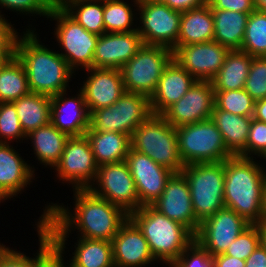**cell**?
Segmentation results:
<instances>
[{
    "label": "cell",
    "mask_w": 266,
    "mask_h": 267,
    "mask_svg": "<svg viewBox=\"0 0 266 267\" xmlns=\"http://www.w3.org/2000/svg\"><path fill=\"white\" fill-rule=\"evenodd\" d=\"M72 190L73 210L63 203H49L35 223L40 224L52 238L56 257L66 254L65 245L71 231L78 230V237L82 238L112 241L129 218L120 207L95 195L89 188Z\"/></svg>",
    "instance_id": "cell-1"
},
{
    "label": "cell",
    "mask_w": 266,
    "mask_h": 267,
    "mask_svg": "<svg viewBox=\"0 0 266 267\" xmlns=\"http://www.w3.org/2000/svg\"><path fill=\"white\" fill-rule=\"evenodd\" d=\"M27 27L16 37L14 55L24 66L30 91L55 96L70 90L69 82L76 73L58 50L47 48L40 41L34 26L29 24Z\"/></svg>",
    "instance_id": "cell-2"
},
{
    "label": "cell",
    "mask_w": 266,
    "mask_h": 267,
    "mask_svg": "<svg viewBox=\"0 0 266 267\" xmlns=\"http://www.w3.org/2000/svg\"><path fill=\"white\" fill-rule=\"evenodd\" d=\"M232 156L224 160V204L251 225L262 220V197L266 182L263 161Z\"/></svg>",
    "instance_id": "cell-3"
},
{
    "label": "cell",
    "mask_w": 266,
    "mask_h": 267,
    "mask_svg": "<svg viewBox=\"0 0 266 267\" xmlns=\"http://www.w3.org/2000/svg\"><path fill=\"white\" fill-rule=\"evenodd\" d=\"M129 219L144 235L156 262L163 266L170 267L195 240V234L189 228L164 216L151 205L130 213Z\"/></svg>",
    "instance_id": "cell-4"
},
{
    "label": "cell",
    "mask_w": 266,
    "mask_h": 267,
    "mask_svg": "<svg viewBox=\"0 0 266 267\" xmlns=\"http://www.w3.org/2000/svg\"><path fill=\"white\" fill-rule=\"evenodd\" d=\"M131 148L173 173H181L185 167L179 155L176 128L161 114H151L134 130Z\"/></svg>",
    "instance_id": "cell-5"
},
{
    "label": "cell",
    "mask_w": 266,
    "mask_h": 267,
    "mask_svg": "<svg viewBox=\"0 0 266 267\" xmlns=\"http://www.w3.org/2000/svg\"><path fill=\"white\" fill-rule=\"evenodd\" d=\"M181 173L188 181L196 219L201 223L225 207V162L186 165Z\"/></svg>",
    "instance_id": "cell-6"
},
{
    "label": "cell",
    "mask_w": 266,
    "mask_h": 267,
    "mask_svg": "<svg viewBox=\"0 0 266 267\" xmlns=\"http://www.w3.org/2000/svg\"><path fill=\"white\" fill-rule=\"evenodd\" d=\"M179 155L184 165L223 162L234 156L212 119L176 127Z\"/></svg>",
    "instance_id": "cell-7"
},
{
    "label": "cell",
    "mask_w": 266,
    "mask_h": 267,
    "mask_svg": "<svg viewBox=\"0 0 266 267\" xmlns=\"http://www.w3.org/2000/svg\"><path fill=\"white\" fill-rule=\"evenodd\" d=\"M51 18V19H50ZM55 21L54 37L68 66L74 71L93 67V56L99 35L88 32L61 7H52L47 20Z\"/></svg>",
    "instance_id": "cell-8"
},
{
    "label": "cell",
    "mask_w": 266,
    "mask_h": 267,
    "mask_svg": "<svg viewBox=\"0 0 266 267\" xmlns=\"http://www.w3.org/2000/svg\"><path fill=\"white\" fill-rule=\"evenodd\" d=\"M173 51L163 46L143 45L120 69L126 92L151 97Z\"/></svg>",
    "instance_id": "cell-9"
},
{
    "label": "cell",
    "mask_w": 266,
    "mask_h": 267,
    "mask_svg": "<svg viewBox=\"0 0 266 267\" xmlns=\"http://www.w3.org/2000/svg\"><path fill=\"white\" fill-rule=\"evenodd\" d=\"M152 114L149 97L125 92L113 105L90 114L93 131H112L132 136L134 130Z\"/></svg>",
    "instance_id": "cell-10"
},
{
    "label": "cell",
    "mask_w": 266,
    "mask_h": 267,
    "mask_svg": "<svg viewBox=\"0 0 266 267\" xmlns=\"http://www.w3.org/2000/svg\"><path fill=\"white\" fill-rule=\"evenodd\" d=\"M138 33L144 45L163 46L172 51L177 47L181 12L164 3L139 1Z\"/></svg>",
    "instance_id": "cell-11"
},
{
    "label": "cell",
    "mask_w": 266,
    "mask_h": 267,
    "mask_svg": "<svg viewBox=\"0 0 266 267\" xmlns=\"http://www.w3.org/2000/svg\"><path fill=\"white\" fill-rule=\"evenodd\" d=\"M53 170L61 183H68L73 189H88L95 182L98 165L85 135L72 136L67 140Z\"/></svg>",
    "instance_id": "cell-12"
},
{
    "label": "cell",
    "mask_w": 266,
    "mask_h": 267,
    "mask_svg": "<svg viewBox=\"0 0 266 267\" xmlns=\"http://www.w3.org/2000/svg\"><path fill=\"white\" fill-rule=\"evenodd\" d=\"M89 189L128 215L140 208L135 181L126 161L98 166L97 177Z\"/></svg>",
    "instance_id": "cell-13"
},
{
    "label": "cell",
    "mask_w": 266,
    "mask_h": 267,
    "mask_svg": "<svg viewBox=\"0 0 266 267\" xmlns=\"http://www.w3.org/2000/svg\"><path fill=\"white\" fill-rule=\"evenodd\" d=\"M251 224L234 210L222 208L200 223L195 240L211 255L224 254Z\"/></svg>",
    "instance_id": "cell-14"
},
{
    "label": "cell",
    "mask_w": 266,
    "mask_h": 267,
    "mask_svg": "<svg viewBox=\"0 0 266 267\" xmlns=\"http://www.w3.org/2000/svg\"><path fill=\"white\" fill-rule=\"evenodd\" d=\"M215 107V92L211 81L196 80L186 94L161 115L174 128L208 120Z\"/></svg>",
    "instance_id": "cell-15"
},
{
    "label": "cell",
    "mask_w": 266,
    "mask_h": 267,
    "mask_svg": "<svg viewBox=\"0 0 266 267\" xmlns=\"http://www.w3.org/2000/svg\"><path fill=\"white\" fill-rule=\"evenodd\" d=\"M230 50L216 41L177 46L173 59L196 80L211 81Z\"/></svg>",
    "instance_id": "cell-16"
},
{
    "label": "cell",
    "mask_w": 266,
    "mask_h": 267,
    "mask_svg": "<svg viewBox=\"0 0 266 267\" xmlns=\"http://www.w3.org/2000/svg\"><path fill=\"white\" fill-rule=\"evenodd\" d=\"M125 161L135 181L140 207L153 204L161 196L167 181L174 173L132 148Z\"/></svg>",
    "instance_id": "cell-17"
},
{
    "label": "cell",
    "mask_w": 266,
    "mask_h": 267,
    "mask_svg": "<svg viewBox=\"0 0 266 267\" xmlns=\"http://www.w3.org/2000/svg\"><path fill=\"white\" fill-rule=\"evenodd\" d=\"M151 206L169 219L183 224L194 234L197 233L200 222L195 217L190 187L182 173L171 176L163 193Z\"/></svg>",
    "instance_id": "cell-18"
},
{
    "label": "cell",
    "mask_w": 266,
    "mask_h": 267,
    "mask_svg": "<svg viewBox=\"0 0 266 267\" xmlns=\"http://www.w3.org/2000/svg\"><path fill=\"white\" fill-rule=\"evenodd\" d=\"M85 71L88 75L80 89L90 114L99 108L110 107L126 92L121 70L92 67Z\"/></svg>",
    "instance_id": "cell-19"
},
{
    "label": "cell",
    "mask_w": 266,
    "mask_h": 267,
    "mask_svg": "<svg viewBox=\"0 0 266 267\" xmlns=\"http://www.w3.org/2000/svg\"><path fill=\"white\" fill-rule=\"evenodd\" d=\"M138 31L104 33L98 37L93 68L121 69L143 46Z\"/></svg>",
    "instance_id": "cell-20"
},
{
    "label": "cell",
    "mask_w": 266,
    "mask_h": 267,
    "mask_svg": "<svg viewBox=\"0 0 266 267\" xmlns=\"http://www.w3.org/2000/svg\"><path fill=\"white\" fill-rule=\"evenodd\" d=\"M66 92L51 96V123L70 137L84 136L90 126L84 94L79 89L76 96L67 97Z\"/></svg>",
    "instance_id": "cell-21"
},
{
    "label": "cell",
    "mask_w": 266,
    "mask_h": 267,
    "mask_svg": "<svg viewBox=\"0 0 266 267\" xmlns=\"http://www.w3.org/2000/svg\"><path fill=\"white\" fill-rule=\"evenodd\" d=\"M111 242L115 267H146L155 264L147 240L129 218Z\"/></svg>",
    "instance_id": "cell-22"
},
{
    "label": "cell",
    "mask_w": 266,
    "mask_h": 267,
    "mask_svg": "<svg viewBox=\"0 0 266 267\" xmlns=\"http://www.w3.org/2000/svg\"><path fill=\"white\" fill-rule=\"evenodd\" d=\"M34 168L12 145L0 143V199L5 202L24 192L36 179Z\"/></svg>",
    "instance_id": "cell-23"
},
{
    "label": "cell",
    "mask_w": 266,
    "mask_h": 267,
    "mask_svg": "<svg viewBox=\"0 0 266 267\" xmlns=\"http://www.w3.org/2000/svg\"><path fill=\"white\" fill-rule=\"evenodd\" d=\"M196 79L172 59L163 71L157 87L150 99L152 114H162L173 103L177 102Z\"/></svg>",
    "instance_id": "cell-24"
},
{
    "label": "cell",
    "mask_w": 266,
    "mask_h": 267,
    "mask_svg": "<svg viewBox=\"0 0 266 267\" xmlns=\"http://www.w3.org/2000/svg\"><path fill=\"white\" fill-rule=\"evenodd\" d=\"M89 140L98 166L126 160L131 148V137L112 131H93L90 127L85 133Z\"/></svg>",
    "instance_id": "cell-25"
},
{
    "label": "cell",
    "mask_w": 266,
    "mask_h": 267,
    "mask_svg": "<svg viewBox=\"0 0 266 267\" xmlns=\"http://www.w3.org/2000/svg\"><path fill=\"white\" fill-rule=\"evenodd\" d=\"M79 238V239H78ZM70 261L56 257L61 267H115L111 241L77 237Z\"/></svg>",
    "instance_id": "cell-26"
},
{
    "label": "cell",
    "mask_w": 266,
    "mask_h": 267,
    "mask_svg": "<svg viewBox=\"0 0 266 267\" xmlns=\"http://www.w3.org/2000/svg\"><path fill=\"white\" fill-rule=\"evenodd\" d=\"M70 136L57 129L51 122L45 126L30 131L26 135V141H31L33 154L44 167L50 170L58 163Z\"/></svg>",
    "instance_id": "cell-27"
},
{
    "label": "cell",
    "mask_w": 266,
    "mask_h": 267,
    "mask_svg": "<svg viewBox=\"0 0 266 267\" xmlns=\"http://www.w3.org/2000/svg\"><path fill=\"white\" fill-rule=\"evenodd\" d=\"M214 41V22L207 2L181 14L177 46Z\"/></svg>",
    "instance_id": "cell-28"
},
{
    "label": "cell",
    "mask_w": 266,
    "mask_h": 267,
    "mask_svg": "<svg viewBox=\"0 0 266 267\" xmlns=\"http://www.w3.org/2000/svg\"><path fill=\"white\" fill-rule=\"evenodd\" d=\"M252 118L235 115L214 107L211 119L221 132L226 148L234 156L246 158V142Z\"/></svg>",
    "instance_id": "cell-29"
},
{
    "label": "cell",
    "mask_w": 266,
    "mask_h": 267,
    "mask_svg": "<svg viewBox=\"0 0 266 267\" xmlns=\"http://www.w3.org/2000/svg\"><path fill=\"white\" fill-rule=\"evenodd\" d=\"M36 227L39 249L35 257L7 246L0 252V267H51L56 262V249L52 238L40 224H36Z\"/></svg>",
    "instance_id": "cell-30"
},
{
    "label": "cell",
    "mask_w": 266,
    "mask_h": 267,
    "mask_svg": "<svg viewBox=\"0 0 266 267\" xmlns=\"http://www.w3.org/2000/svg\"><path fill=\"white\" fill-rule=\"evenodd\" d=\"M251 62L252 56L248 53L230 50L224 64L211 80L214 91L244 89Z\"/></svg>",
    "instance_id": "cell-31"
},
{
    "label": "cell",
    "mask_w": 266,
    "mask_h": 267,
    "mask_svg": "<svg viewBox=\"0 0 266 267\" xmlns=\"http://www.w3.org/2000/svg\"><path fill=\"white\" fill-rule=\"evenodd\" d=\"M214 22V41L229 50H240L249 18L248 13L211 9Z\"/></svg>",
    "instance_id": "cell-32"
},
{
    "label": "cell",
    "mask_w": 266,
    "mask_h": 267,
    "mask_svg": "<svg viewBox=\"0 0 266 267\" xmlns=\"http://www.w3.org/2000/svg\"><path fill=\"white\" fill-rule=\"evenodd\" d=\"M12 103L26 135L51 122V96L30 92Z\"/></svg>",
    "instance_id": "cell-33"
},
{
    "label": "cell",
    "mask_w": 266,
    "mask_h": 267,
    "mask_svg": "<svg viewBox=\"0 0 266 267\" xmlns=\"http://www.w3.org/2000/svg\"><path fill=\"white\" fill-rule=\"evenodd\" d=\"M103 0L105 33H128L137 30L139 0ZM136 9H133V7ZM136 11V12H135ZM135 17V18H134ZM135 24V25H134Z\"/></svg>",
    "instance_id": "cell-34"
},
{
    "label": "cell",
    "mask_w": 266,
    "mask_h": 267,
    "mask_svg": "<svg viewBox=\"0 0 266 267\" xmlns=\"http://www.w3.org/2000/svg\"><path fill=\"white\" fill-rule=\"evenodd\" d=\"M30 92L24 66L13 55L0 67V103L13 102Z\"/></svg>",
    "instance_id": "cell-35"
},
{
    "label": "cell",
    "mask_w": 266,
    "mask_h": 267,
    "mask_svg": "<svg viewBox=\"0 0 266 267\" xmlns=\"http://www.w3.org/2000/svg\"><path fill=\"white\" fill-rule=\"evenodd\" d=\"M61 8L88 32L105 33L103 0H69Z\"/></svg>",
    "instance_id": "cell-36"
},
{
    "label": "cell",
    "mask_w": 266,
    "mask_h": 267,
    "mask_svg": "<svg viewBox=\"0 0 266 267\" xmlns=\"http://www.w3.org/2000/svg\"><path fill=\"white\" fill-rule=\"evenodd\" d=\"M240 50L253 57H266V12L255 9L249 14Z\"/></svg>",
    "instance_id": "cell-37"
},
{
    "label": "cell",
    "mask_w": 266,
    "mask_h": 267,
    "mask_svg": "<svg viewBox=\"0 0 266 267\" xmlns=\"http://www.w3.org/2000/svg\"><path fill=\"white\" fill-rule=\"evenodd\" d=\"M214 92L215 106L219 110H224L239 116L253 117L255 100L245 89Z\"/></svg>",
    "instance_id": "cell-38"
},
{
    "label": "cell",
    "mask_w": 266,
    "mask_h": 267,
    "mask_svg": "<svg viewBox=\"0 0 266 267\" xmlns=\"http://www.w3.org/2000/svg\"><path fill=\"white\" fill-rule=\"evenodd\" d=\"M16 140V141H15ZM23 142L26 140L16 107L12 102L0 103V143Z\"/></svg>",
    "instance_id": "cell-39"
},
{
    "label": "cell",
    "mask_w": 266,
    "mask_h": 267,
    "mask_svg": "<svg viewBox=\"0 0 266 267\" xmlns=\"http://www.w3.org/2000/svg\"><path fill=\"white\" fill-rule=\"evenodd\" d=\"M244 89L255 101L266 98V57L252 56Z\"/></svg>",
    "instance_id": "cell-40"
},
{
    "label": "cell",
    "mask_w": 266,
    "mask_h": 267,
    "mask_svg": "<svg viewBox=\"0 0 266 267\" xmlns=\"http://www.w3.org/2000/svg\"><path fill=\"white\" fill-rule=\"evenodd\" d=\"M260 244L257 225H250L227 248L224 254L246 260Z\"/></svg>",
    "instance_id": "cell-41"
},
{
    "label": "cell",
    "mask_w": 266,
    "mask_h": 267,
    "mask_svg": "<svg viewBox=\"0 0 266 267\" xmlns=\"http://www.w3.org/2000/svg\"><path fill=\"white\" fill-rule=\"evenodd\" d=\"M0 9L16 12L28 16L48 17L52 9L50 0H0ZM19 12V13H18ZM2 14V10H0ZM34 14V15H33Z\"/></svg>",
    "instance_id": "cell-42"
},
{
    "label": "cell",
    "mask_w": 266,
    "mask_h": 267,
    "mask_svg": "<svg viewBox=\"0 0 266 267\" xmlns=\"http://www.w3.org/2000/svg\"><path fill=\"white\" fill-rule=\"evenodd\" d=\"M266 161V123L252 118L246 142V158Z\"/></svg>",
    "instance_id": "cell-43"
},
{
    "label": "cell",
    "mask_w": 266,
    "mask_h": 267,
    "mask_svg": "<svg viewBox=\"0 0 266 267\" xmlns=\"http://www.w3.org/2000/svg\"><path fill=\"white\" fill-rule=\"evenodd\" d=\"M170 267H214L212 256L194 240Z\"/></svg>",
    "instance_id": "cell-44"
},
{
    "label": "cell",
    "mask_w": 266,
    "mask_h": 267,
    "mask_svg": "<svg viewBox=\"0 0 266 267\" xmlns=\"http://www.w3.org/2000/svg\"><path fill=\"white\" fill-rule=\"evenodd\" d=\"M4 16L5 14L0 13V51L14 52L15 40L19 32Z\"/></svg>",
    "instance_id": "cell-45"
},
{
    "label": "cell",
    "mask_w": 266,
    "mask_h": 267,
    "mask_svg": "<svg viewBox=\"0 0 266 267\" xmlns=\"http://www.w3.org/2000/svg\"><path fill=\"white\" fill-rule=\"evenodd\" d=\"M211 9L252 13L255 10L253 0H207Z\"/></svg>",
    "instance_id": "cell-46"
},
{
    "label": "cell",
    "mask_w": 266,
    "mask_h": 267,
    "mask_svg": "<svg viewBox=\"0 0 266 267\" xmlns=\"http://www.w3.org/2000/svg\"><path fill=\"white\" fill-rule=\"evenodd\" d=\"M163 3L168 5L174 11L183 13L204 5L207 3V0H165Z\"/></svg>",
    "instance_id": "cell-47"
},
{
    "label": "cell",
    "mask_w": 266,
    "mask_h": 267,
    "mask_svg": "<svg viewBox=\"0 0 266 267\" xmlns=\"http://www.w3.org/2000/svg\"><path fill=\"white\" fill-rule=\"evenodd\" d=\"M214 267H245L246 260H241L226 254L212 256Z\"/></svg>",
    "instance_id": "cell-48"
},
{
    "label": "cell",
    "mask_w": 266,
    "mask_h": 267,
    "mask_svg": "<svg viewBox=\"0 0 266 267\" xmlns=\"http://www.w3.org/2000/svg\"><path fill=\"white\" fill-rule=\"evenodd\" d=\"M245 267H266V249L261 243L246 259Z\"/></svg>",
    "instance_id": "cell-49"
},
{
    "label": "cell",
    "mask_w": 266,
    "mask_h": 267,
    "mask_svg": "<svg viewBox=\"0 0 266 267\" xmlns=\"http://www.w3.org/2000/svg\"><path fill=\"white\" fill-rule=\"evenodd\" d=\"M253 118L266 123V98L255 101Z\"/></svg>",
    "instance_id": "cell-50"
},
{
    "label": "cell",
    "mask_w": 266,
    "mask_h": 267,
    "mask_svg": "<svg viewBox=\"0 0 266 267\" xmlns=\"http://www.w3.org/2000/svg\"><path fill=\"white\" fill-rule=\"evenodd\" d=\"M259 232H260V243L266 249V221L261 220L258 224H256Z\"/></svg>",
    "instance_id": "cell-51"
},
{
    "label": "cell",
    "mask_w": 266,
    "mask_h": 267,
    "mask_svg": "<svg viewBox=\"0 0 266 267\" xmlns=\"http://www.w3.org/2000/svg\"><path fill=\"white\" fill-rule=\"evenodd\" d=\"M262 220L266 221V182L264 185L263 197H262Z\"/></svg>",
    "instance_id": "cell-52"
},
{
    "label": "cell",
    "mask_w": 266,
    "mask_h": 267,
    "mask_svg": "<svg viewBox=\"0 0 266 267\" xmlns=\"http://www.w3.org/2000/svg\"><path fill=\"white\" fill-rule=\"evenodd\" d=\"M256 10L266 12V0H253Z\"/></svg>",
    "instance_id": "cell-53"
},
{
    "label": "cell",
    "mask_w": 266,
    "mask_h": 267,
    "mask_svg": "<svg viewBox=\"0 0 266 267\" xmlns=\"http://www.w3.org/2000/svg\"><path fill=\"white\" fill-rule=\"evenodd\" d=\"M14 55V52H1L0 51V67L4 64V62Z\"/></svg>",
    "instance_id": "cell-54"
},
{
    "label": "cell",
    "mask_w": 266,
    "mask_h": 267,
    "mask_svg": "<svg viewBox=\"0 0 266 267\" xmlns=\"http://www.w3.org/2000/svg\"><path fill=\"white\" fill-rule=\"evenodd\" d=\"M67 1H69V0H50L52 6H54V7H61Z\"/></svg>",
    "instance_id": "cell-55"
},
{
    "label": "cell",
    "mask_w": 266,
    "mask_h": 267,
    "mask_svg": "<svg viewBox=\"0 0 266 267\" xmlns=\"http://www.w3.org/2000/svg\"><path fill=\"white\" fill-rule=\"evenodd\" d=\"M139 1H146V2H152V3H163L165 0H139Z\"/></svg>",
    "instance_id": "cell-56"
},
{
    "label": "cell",
    "mask_w": 266,
    "mask_h": 267,
    "mask_svg": "<svg viewBox=\"0 0 266 267\" xmlns=\"http://www.w3.org/2000/svg\"><path fill=\"white\" fill-rule=\"evenodd\" d=\"M6 246L3 243H0V252L5 248Z\"/></svg>",
    "instance_id": "cell-57"
},
{
    "label": "cell",
    "mask_w": 266,
    "mask_h": 267,
    "mask_svg": "<svg viewBox=\"0 0 266 267\" xmlns=\"http://www.w3.org/2000/svg\"><path fill=\"white\" fill-rule=\"evenodd\" d=\"M51 267H61L59 263L56 261Z\"/></svg>",
    "instance_id": "cell-58"
}]
</instances>
